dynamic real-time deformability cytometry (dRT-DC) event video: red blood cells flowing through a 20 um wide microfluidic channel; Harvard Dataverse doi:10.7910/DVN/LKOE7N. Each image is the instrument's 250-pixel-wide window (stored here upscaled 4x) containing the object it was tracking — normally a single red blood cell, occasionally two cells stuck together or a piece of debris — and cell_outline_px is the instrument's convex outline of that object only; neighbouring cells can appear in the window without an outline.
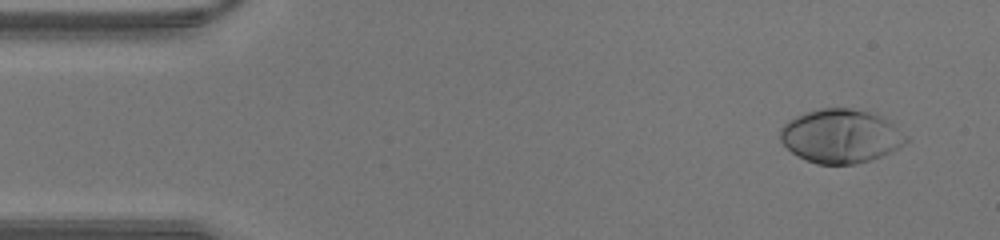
{"species": "human", "species_latin": "Homo sapiens", "temperature_condition": "warm", "stored_images_in_passage": 40, "camera_frame_rate_fps": 3000, "um_per_image_px": 0.085, "donor": {"sex": "male"}, "frame": {"image": 1, "passage_image": 1, "time_ms": 0.0, "image_size_px": [1000, 240], "cell_outline_px": [[908, 140], [904, 144], [872, 160], [856, 164], [816, 164], [792, 152], [780, 140], [780, 128], [788, 120], [796, 116], [820, 108], [848, 108], [868, 112], [892, 124], [908, 136]], "centroid_in_image_um": [71.43, 11.58], "position_along_channel_um": 13.6, "area_um2": 38.78}}
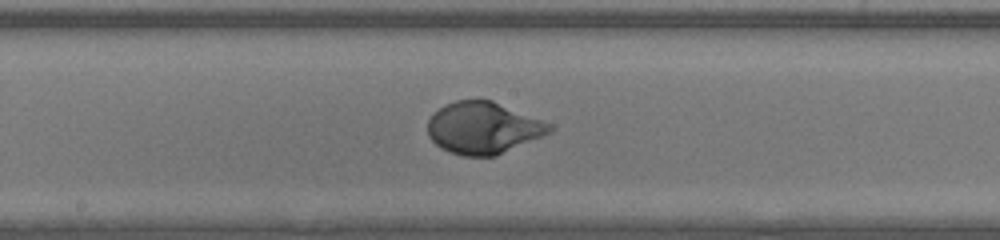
{"frame": {"image": 2, "passage_image": 20, "time_ms": 6.333, "image_size_px": [1000, 240], "cell_outline_px": [[556, 128], [552, 132], [544, 136], [496, 156], [464, 156], [448, 152], [440, 148], [428, 136], [428, 120], [444, 104], [456, 100], [492, 100], [552, 124]], "centroid_in_image_um": [41.1, 10.89], "position_along_channel_um": 207.1, "area_um2": 36.99}}
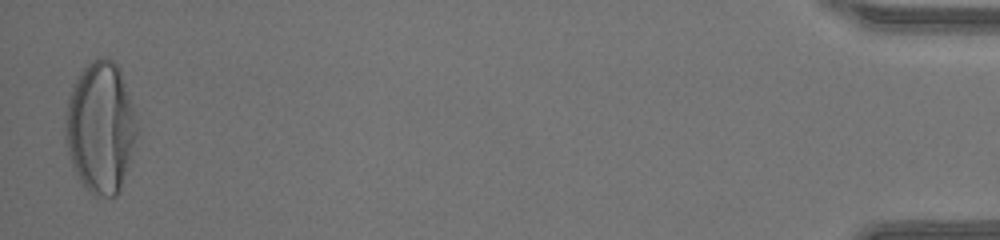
{"frame": {"image": 3, "passage_image": 40, "time_ms": 13.0, "image_size_px": [1000, 240], "cell_outline_px": [[140, 128], [120, 192], [116, 196], [96, 196], [88, 192], [80, 180], [68, 156], [64, 132], [64, 120], [68, 100], [72, 84], [76, 76], [92, 60], [100, 56], [108, 56], [120, 68]], "centroid_in_image_um": [8.55, 10.82], "position_along_channel_um": 426.7, "area_um2": 55.6}}